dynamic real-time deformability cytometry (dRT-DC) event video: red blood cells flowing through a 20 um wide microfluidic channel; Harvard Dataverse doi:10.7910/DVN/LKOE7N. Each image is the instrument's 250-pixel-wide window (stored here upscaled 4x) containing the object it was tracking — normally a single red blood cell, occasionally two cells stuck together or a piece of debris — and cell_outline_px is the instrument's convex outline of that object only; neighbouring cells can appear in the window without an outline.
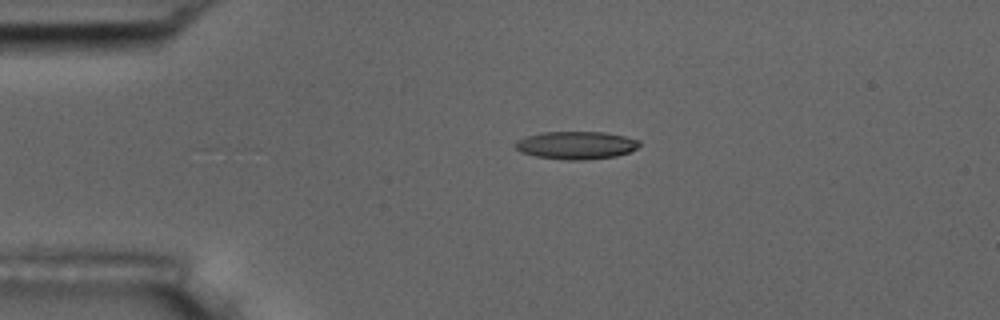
{"species": "common noctule bat (a hibernating species)", "species_latin": "Nyctalus noctula", "temperature_condition": "room temperature", "stored_images_in_passage": 44, "camera_frame_rate_fps": 3000, "um_per_image_px": 0.085, "animal": {"sex": "male", "body_mass_g": 17.5, "forearm_length_mm": 52.3}, "frame": {"image": 1, "passage_image": 1, "time_ms": 0.0, "image_size_px": [1000, 320], "cell_outline_px": [[640, 144], [636, 148], [628, 152], [616, 156], [584, 160], [564, 160], [536, 156], [520, 152], [516, 148], [516, 144], [520, 140], [528, 136], [544, 132], [604, 132], [624, 136], [640, 140]], "centroid_in_image_um": [49.01, 12.35], "position_along_channel_um": 36.0, "area_um2": 19.88}}
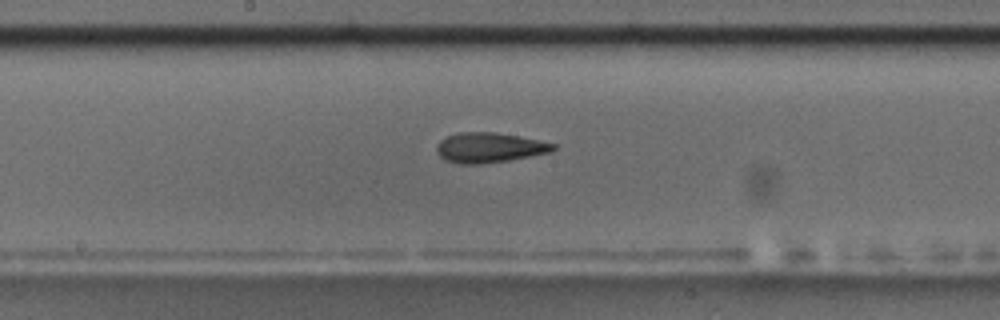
{"frame": {"image": 2, "passage_image": 18, "time_ms": 5.667, "image_size_px": [1000, 320], "cell_outline_px": [[556, 148], [552, 152], [508, 160], [480, 164], [460, 164], [444, 160], [436, 152], [436, 144], [440, 140], [448, 136], [460, 132], [492, 132], [516, 136], [556, 144]], "centroid_in_image_um": [41.55, 12.56], "position_along_channel_um": 206.6, "area_um2": 20.23}}
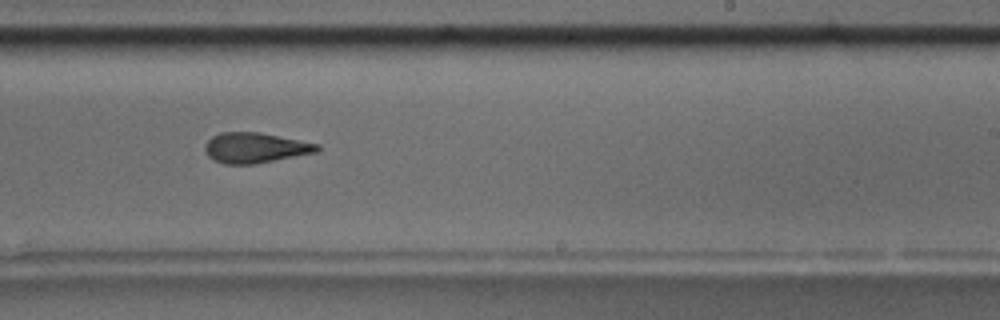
{"frame": {"image": 3, "passage_image": 23, "time_ms": 7.333, "image_size_px": [1000, 320], "cell_outline_px": [[320, 148], [316, 152], [252, 164], [224, 164], [212, 160], [208, 156], [204, 148], [204, 144], [212, 136], [220, 132], [260, 132], [320, 144]], "centroid_in_image_um": [21.65, 12.55], "position_along_channel_um": 267.4, "area_um2": 19.77}, "authors_computed_cell_mechanics": {"area_um2": 20.1722, "velocity_mm_per_s": 3.6573, "shape_relaxation_time_tau1_ms": 8.9866, "shape_relaxation_time_tau2_ms": 3.6845, "deformation_change_tau1": 0.2369, "deformation_change_tau2": 0.1457}}